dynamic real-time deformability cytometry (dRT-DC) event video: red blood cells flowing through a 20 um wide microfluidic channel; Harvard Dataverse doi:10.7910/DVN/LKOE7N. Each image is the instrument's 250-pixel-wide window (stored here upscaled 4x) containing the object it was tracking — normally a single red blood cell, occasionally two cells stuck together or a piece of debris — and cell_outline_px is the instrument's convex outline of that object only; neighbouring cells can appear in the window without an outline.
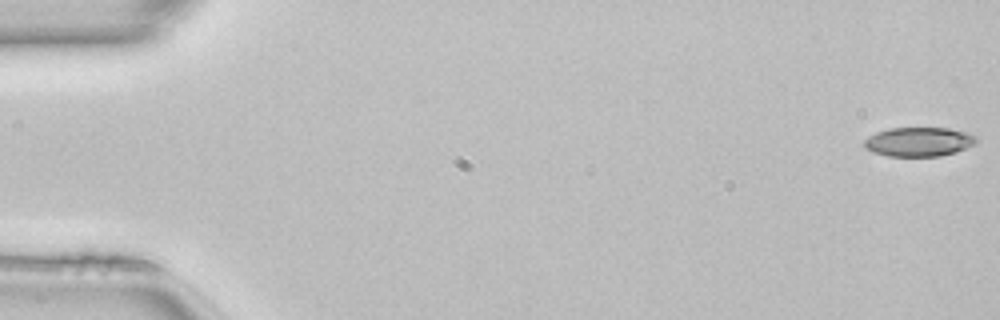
{"species": "common noctule bat (a hibernating species)", "species_latin": "Nyctalus noctula", "temperature_condition": "room temperature", "stored_images_in_passage": 50, "camera_frame_rate_fps": 3000, "um_per_image_px": 0.085, "animal": {"sex": "female", "body_mass_g": 22.7, "forearm_length_mm": 54.2}, "frame": {"image": 1, "passage_image": 1, "time_ms": 0.0, "image_size_px": [1000, 320], "cell_outline_px": [[976, 140], [972, 144], [956, 152], [940, 156], [888, 156], [872, 152], [864, 148], [864, 140], [868, 136], [876, 132], [888, 128], [948, 128], [968, 132], [976, 136]], "centroid_in_image_um": [78.05, 12.05], "position_along_channel_um": 6.9, "area_um2": 19.07}}
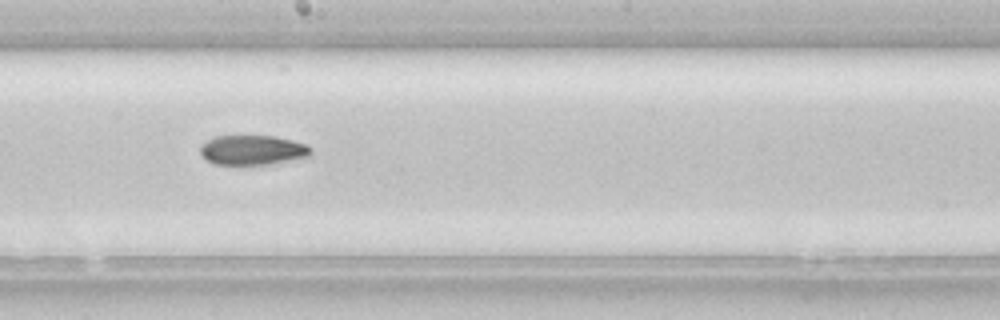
{"frame": {"image": 2, "passage_image": 28, "time_ms": 9.0, "image_size_px": [1000, 320], "cell_outline_px": [[312, 152], [308, 156], [268, 164], [216, 164], [204, 160], [200, 152], [200, 148], [208, 140], [216, 136], [276, 136], [292, 140], [304, 144], [312, 148]], "centroid_in_image_um": [21.45, 12.75], "position_along_channel_um": 226.8, "area_um2": 18.9}}
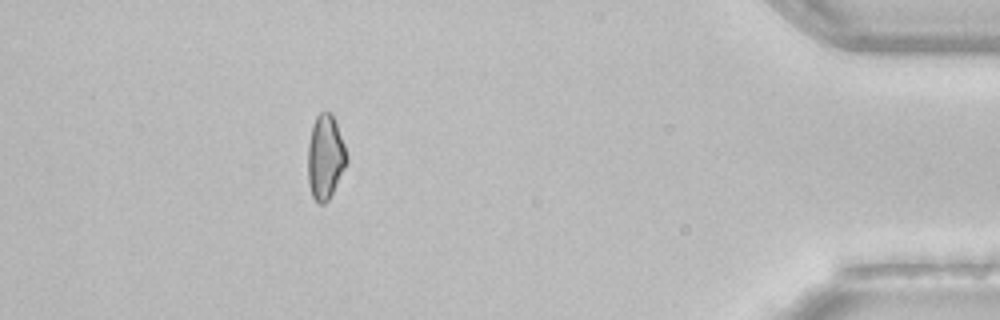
{"frame": {"image": 3, "passage_image": 45, "time_ms": 14.667, "image_size_px": [1000, 320], "cell_outline_px": [[348, 160], [328, 200], [324, 204], [320, 204], [312, 196], [308, 184], [308, 144], [312, 124], [316, 116], [320, 112], [332, 112], [344, 144], [348, 156]], "centroid_in_image_um": [27.64, 13.32], "position_along_channel_um": 407.6, "area_um2": 19.02}}